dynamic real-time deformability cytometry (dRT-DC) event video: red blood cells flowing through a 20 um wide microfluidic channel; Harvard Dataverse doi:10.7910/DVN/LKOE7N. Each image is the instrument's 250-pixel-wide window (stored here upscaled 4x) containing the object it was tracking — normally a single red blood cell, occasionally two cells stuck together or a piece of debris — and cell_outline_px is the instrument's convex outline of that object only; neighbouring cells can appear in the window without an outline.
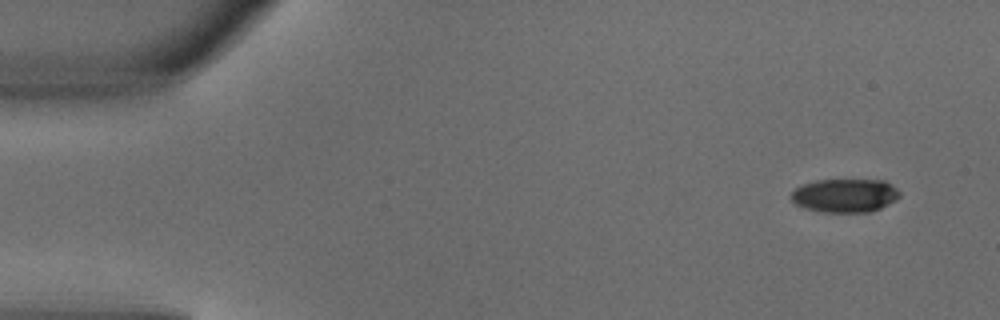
{"species": "common noctule bat (a hibernating species)", "species_latin": "Nyctalus noctula", "temperature_condition": "warm", "stored_images_in_passage": 4, "camera_frame_rate_fps": 3000, "um_per_image_px": 0.085, "animal": {"sex": "male", "body_mass_g": 18.8}, "frame": {"image": 1, "passage_image": 1, "time_ms": 0.0, "image_size_px": [1000, 320], "cell_outline_px": [[900, 196], [896, 200], [880, 208], [868, 212], [824, 212], [804, 208], [796, 204], [792, 200], [792, 192], [796, 188], [804, 184], [816, 180], [884, 180], [892, 184], [900, 192]], "centroid_in_image_um": [71.85, 16.61], "position_along_channel_um": 13.2, "area_um2": 21.15}}
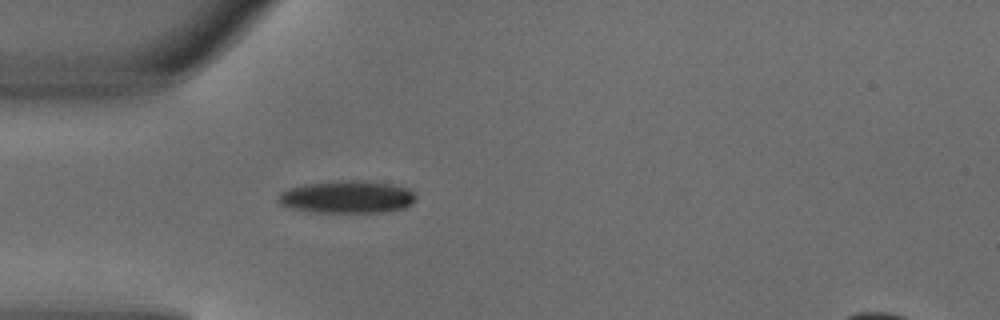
{"frame": {"image": 2, "passage_image": 4, "time_ms": 1.0, "image_size_px": [1000, 320], "cell_outline_px": [[416, 200], [412, 204], [404, 208], [380, 212], [316, 212], [292, 208], [280, 204], [276, 200], [280, 192], [304, 184], [336, 180], [360, 180], [392, 184], [408, 188], [416, 196]], "centroid_in_image_um": [29.51, 16.73], "position_along_channel_um": 55.5, "area_um2": 26.07}}